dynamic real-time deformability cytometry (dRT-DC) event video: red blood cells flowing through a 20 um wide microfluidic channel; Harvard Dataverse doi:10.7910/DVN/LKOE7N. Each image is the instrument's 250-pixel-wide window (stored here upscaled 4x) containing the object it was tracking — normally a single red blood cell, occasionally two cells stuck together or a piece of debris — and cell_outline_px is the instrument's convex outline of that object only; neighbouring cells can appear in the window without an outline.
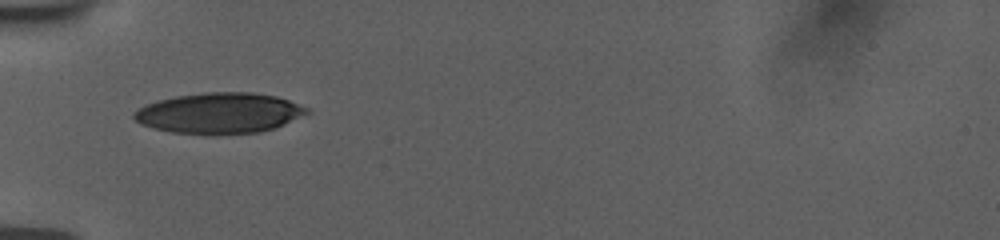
{"species": "human", "species_latin": "Homo sapiens", "temperature_condition": "room temperature", "stored_images_in_passage": 29, "camera_frame_rate_fps": 3000, "um_per_image_px": 0.085, "donor": {"sex": "female"}, "frame": {"image": 1, "passage_image": 1, "time_ms": 0.0, "image_size_px": [1000, 240], "cell_outline_px": [[312, 112], [276, 128], [260, 132], [216, 136], [172, 132], [152, 128], [140, 124], [132, 116], [132, 112], [144, 104], [156, 100], [176, 96], [204, 92], [252, 92], [276, 96], [288, 100], [308, 108]], "centroid_in_image_um": [18.62, 9.63], "position_along_channel_um": 66.4, "area_um2": 41.79}}
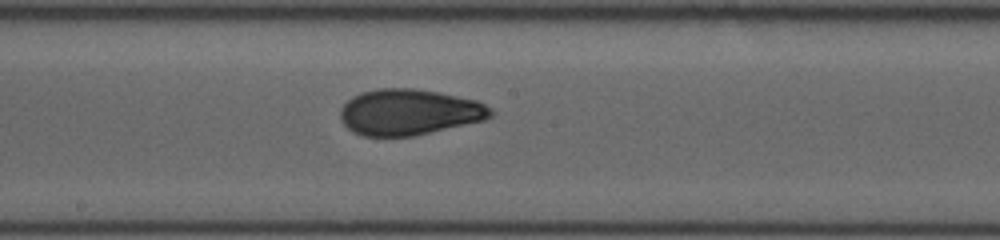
{"frame": {"image": 2, "passage_image": 16, "time_ms": 4.0, "image_size_px": [1000, 240], "cell_outline_px": [[496, 112], [492, 116], [484, 120], [412, 136], [364, 136], [352, 132], [340, 120], [340, 108], [352, 96], [360, 92], [376, 88], [412, 88], [440, 92], [476, 100], [492, 108]], "centroid_in_image_um": [34.76, 9.52], "position_along_channel_um": 213.4, "area_um2": 40.46}}
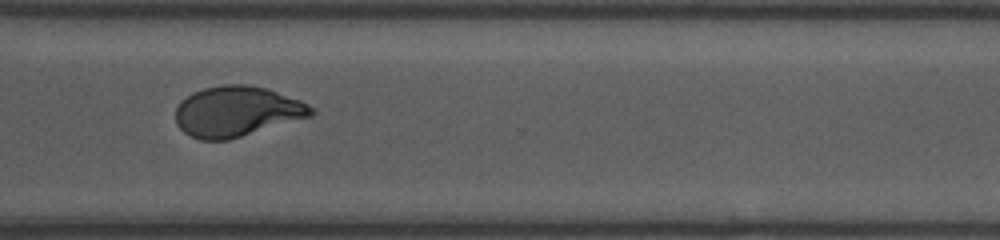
{"frame": {"image": 3, "passage_image": 28, "time_ms": 7.667, "image_size_px": [1000, 240], "cell_outline_px": [[316, 112], [312, 116], [228, 140], [200, 140], [184, 132], [176, 124], [176, 108], [180, 100], [192, 92], [204, 88], [224, 84], [248, 84], [264, 88], [300, 100], [316, 108]], "centroid_in_image_um": [20.13, 9.47], "position_along_channel_um": 350.5, "area_um2": 39.88}}